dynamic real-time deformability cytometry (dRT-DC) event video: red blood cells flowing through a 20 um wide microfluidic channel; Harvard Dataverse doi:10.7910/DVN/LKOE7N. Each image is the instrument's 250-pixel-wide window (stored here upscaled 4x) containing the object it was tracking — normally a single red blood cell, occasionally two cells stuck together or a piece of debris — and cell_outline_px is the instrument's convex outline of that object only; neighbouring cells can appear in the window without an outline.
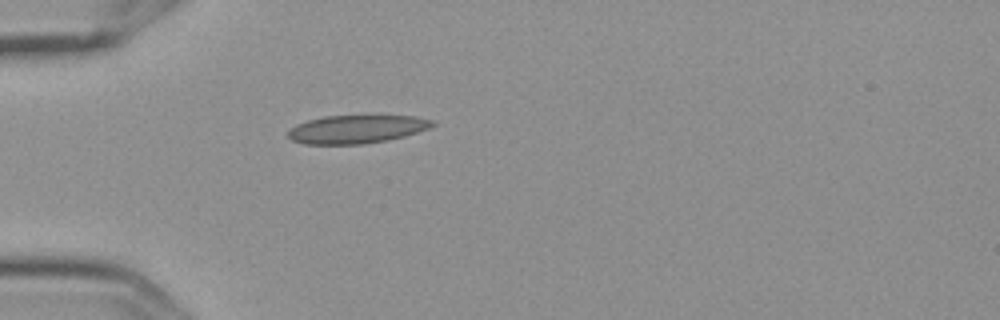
{"species": "Egyptian fruit bat (a non-hibernating species)", "species_latin": "Rousettus aegyptiacus", "temperature_condition": "cold", "stored_images_in_passage": 1, "camera_frame_rate_fps": 3000, "um_per_image_px": 0.085, "frame": {"image": 1, "passage_image": 1, "time_ms": 0.0, "image_size_px": [1000, 320], "cell_outline_px": [[436, 124], [428, 128], [404, 136], [388, 140], [364, 144], [304, 144], [292, 140], [288, 136], [288, 132], [296, 124], [308, 120], [324, 116], [416, 116], [432, 120]], "centroid_in_image_um": [30.3, 10.98], "position_along_channel_um": 54.7, "area_um2": 23.58}}